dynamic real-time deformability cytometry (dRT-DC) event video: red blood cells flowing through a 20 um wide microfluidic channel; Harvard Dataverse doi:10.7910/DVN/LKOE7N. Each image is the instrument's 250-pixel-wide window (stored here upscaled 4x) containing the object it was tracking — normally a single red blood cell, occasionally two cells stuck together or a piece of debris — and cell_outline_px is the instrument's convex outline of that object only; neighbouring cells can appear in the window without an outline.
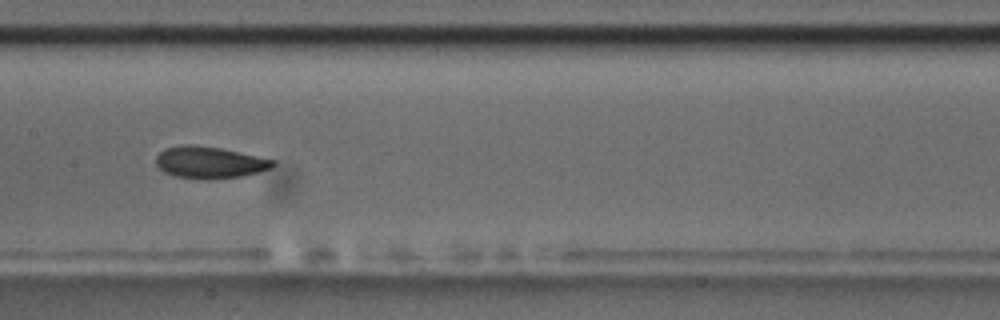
{"species": "common noctule bat (a hibernating species)", "species_latin": "Nyctalus noctula", "temperature_condition": "room temperature", "stored_images_in_passage": 14, "camera_frame_rate_fps": 3000, "um_per_image_px": 0.085, "animal": {"sex": "male", "body_mass_g": 17.5, "forearm_length_mm": 52.3}, "frame": {"image": 1, "passage_image": 7, "time_ms": 7.667, "image_size_px": [1000, 320], "cell_outline_px": [[276, 164], [272, 168], [260, 172], [240, 176], [208, 180], [204, 180], [172, 176], [164, 172], [156, 164], [156, 156], [164, 148], [180, 144], [196, 144], [220, 148], [276, 160]], "centroid_in_image_um": [17.8, 13.8], "position_along_channel_um": 189.6, "area_um2": 22.02}, "authors_computed_cell_mechanics": {"area_um2": 21.4149, "velocity_mm_per_s": 3.6089, "shape_relaxation_time_tau1_ms": 2.4356, "shape_relaxation_time_tau2_ms": 1.5288, "deformation_change_tau1": 0.0889, "deformation_change_tau2": 0.0576}}